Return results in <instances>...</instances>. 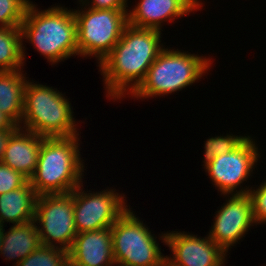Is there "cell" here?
Returning a JSON list of instances; mask_svg holds the SVG:
<instances>
[{"mask_svg": "<svg viewBox=\"0 0 266 266\" xmlns=\"http://www.w3.org/2000/svg\"><path fill=\"white\" fill-rule=\"evenodd\" d=\"M68 251L59 247L41 245L17 266H67Z\"/></svg>", "mask_w": 266, "mask_h": 266, "instance_id": "ffe728a7", "label": "cell"}, {"mask_svg": "<svg viewBox=\"0 0 266 266\" xmlns=\"http://www.w3.org/2000/svg\"><path fill=\"white\" fill-rule=\"evenodd\" d=\"M42 245L36 223L33 221L13 225L9 231H4L0 255L5 260H16L17 266L21 260L37 250Z\"/></svg>", "mask_w": 266, "mask_h": 266, "instance_id": "e0dca14e", "label": "cell"}, {"mask_svg": "<svg viewBox=\"0 0 266 266\" xmlns=\"http://www.w3.org/2000/svg\"><path fill=\"white\" fill-rule=\"evenodd\" d=\"M67 266H87V265L75 263L73 260H68Z\"/></svg>", "mask_w": 266, "mask_h": 266, "instance_id": "f1b7e54d", "label": "cell"}, {"mask_svg": "<svg viewBox=\"0 0 266 266\" xmlns=\"http://www.w3.org/2000/svg\"><path fill=\"white\" fill-rule=\"evenodd\" d=\"M161 233L158 239L172 252L166 255V266H224L228 263V254L208 234L198 237L185 231Z\"/></svg>", "mask_w": 266, "mask_h": 266, "instance_id": "8fae6325", "label": "cell"}, {"mask_svg": "<svg viewBox=\"0 0 266 266\" xmlns=\"http://www.w3.org/2000/svg\"><path fill=\"white\" fill-rule=\"evenodd\" d=\"M31 0H0V27L21 26Z\"/></svg>", "mask_w": 266, "mask_h": 266, "instance_id": "7402d4cb", "label": "cell"}, {"mask_svg": "<svg viewBox=\"0 0 266 266\" xmlns=\"http://www.w3.org/2000/svg\"><path fill=\"white\" fill-rule=\"evenodd\" d=\"M5 226L0 224V249H1V245H2V239H3V235H4V229Z\"/></svg>", "mask_w": 266, "mask_h": 266, "instance_id": "83f0119b", "label": "cell"}, {"mask_svg": "<svg viewBox=\"0 0 266 266\" xmlns=\"http://www.w3.org/2000/svg\"><path fill=\"white\" fill-rule=\"evenodd\" d=\"M73 9L77 21L78 57H95L99 65L121 39L128 25V10Z\"/></svg>", "mask_w": 266, "mask_h": 266, "instance_id": "8992f818", "label": "cell"}, {"mask_svg": "<svg viewBox=\"0 0 266 266\" xmlns=\"http://www.w3.org/2000/svg\"><path fill=\"white\" fill-rule=\"evenodd\" d=\"M34 82L28 79L25 85L19 127L45 137L80 135L69 98L57 88Z\"/></svg>", "mask_w": 266, "mask_h": 266, "instance_id": "5b68a950", "label": "cell"}, {"mask_svg": "<svg viewBox=\"0 0 266 266\" xmlns=\"http://www.w3.org/2000/svg\"><path fill=\"white\" fill-rule=\"evenodd\" d=\"M161 34L129 24L124 28L113 50L97 65L109 100L129 97L144 81L149 67L166 47Z\"/></svg>", "mask_w": 266, "mask_h": 266, "instance_id": "6da1fadb", "label": "cell"}, {"mask_svg": "<svg viewBox=\"0 0 266 266\" xmlns=\"http://www.w3.org/2000/svg\"><path fill=\"white\" fill-rule=\"evenodd\" d=\"M223 196H227L228 200L215 212V220H213L208 235L228 253L233 248L232 246L238 244L250 228L256 224L249 194Z\"/></svg>", "mask_w": 266, "mask_h": 266, "instance_id": "7c38bea8", "label": "cell"}, {"mask_svg": "<svg viewBox=\"0 0 266 266\" xmlns=\"http://www.w3.org/2000/svg\"><path fill=\"white\" fill-rule=\"evenodd\" d=\"M55 4L39 10L28 5L20 26L22 39L33 45L51 65L78 55L77 21L73 9Z\"/></svg>", "mask_w": 266, "mask_h": 266, "instance_id": "7a4b0ae2", "label": "cell"}, {"mask_svg": "<svg viewBox=\"0 0 266 266\" xmlns=\"http://www.w3.org/2000/svg\"><path fill=\"white\" fill-rule=\"evenodd\" d=\"M83 183L74 189V221L77 234L112 227L130 207L124 193L120 194L111 188L98 192L85 191Z\"/></svg>", "mask_w": 266, "mask_h": 266, "instance_id": "30bf717a", "label": "cell"}, {"mask_svg": "<svg viewBox=\"0 0 266 266\" xmlns=\"http://www.w3.org/2000/svg\"><path fill=\"white\" fill-rule=\"evenodd\" d=\"M68 260L87 266H115L111 227L78 233L68 250Z\"/></svg>", "mask_w": 266, "mask_h": 266, "instance_id": "5bb4252c", "label": "cell"}, {"mask_svg": "<svg viewBox=\"0 0 266 266\" xmlns=\"http://www.w3.org/2000/svg\"><path fill=\"white\" fill-rule=\"evenodd\" d=\"M79 135L45 137L36 170L29 179L37 195L64 194L77 188L84 178L85 163Z\"/></svg>", "mask_w": 266, "mask_h": 266, "instance_id": "3957f363", "label": "cell"}, {"mask_svg": "<svg viewBox=\"0 0 266 266\" xmlns=\"http://www.w3.org/2000/svg\"><path fill=\"white\" fill-rule=\"evenodd\" d=\"M183 51V52H181ZM203 54L164 48L149 67L144 81L130 95L138 99L168 96L197 83L210 70L213 61ZM210 67V68H209Z\"/></svg>", "mask_w": 266, "mask_h": 266, "instance_id": "277c9868", "label": "cell"}, {"mask_svg": "<svg viewBox=\"0 0 266 266\" xmlns=\"http://www.w3.org/2000/svg\"><path fill=\"white\" fill-rule=\"evenodd\" d=\"M44 138L19 127L10 137L1 162L29 180L36 170Z\"/></svg>", "mask_w": 266, "mask_h": 266, "instance_id": "9a60e30c", "label": "cell"}, {"mask_svg": "<svg viewBox=\"0 0 266 266\" xmlns=\"http://www.w3.org/2000/svg\"><path fill=\"white\" fill-rule=\"evenodd\" d=\"M245 135L226 134L225 136L208 137L204 143L203 165L206 167L215 156L229 153L238 147L246 138Z\"/></svg>", "mask_w": 266, "mask_h": 266, "instance_id": "44dd1931", "label": "cell"}, {"mask_svg": "<svg viewBox=\"0 0 266 266\" xmlns=\"http://www.w3.org/2000/svg\"><path fill=\"white\" fill-rule=\"evenodd\" d=\"M37 193L29 180L20 188L0 194V224H24L34 220Z\"/></svg>", "mask_w": 266, "mask_h": 266, "instance_id": "2e32d148", "label": "cell"}, {"mask_svg": "<svg viewBox=\"0 0 266 266\" xmlns=\"http://www.w3.org/2000/svg\"><path fill=\"white\" fill-rule=\"evenodd\" d=\"M28 179L20 172H17L0 162V194L8 193L22 187Z\"/></svg>", "mask_w": 266, "mask_h": 266, "instance_id": "cb8c5ba5", "label": "cell"}, {"mask_svg": "<svg viewBox=\"0 0 266 266\" xmlns=\"http://www.w3.org/2000/svg\"><path fill=\"white\" fill-rule=\"evenodd\" d=\"M20 26L0 27V71L23 70L25 46Z\"/></svg>", "mask_w": 266, "mask_h": 266, "instance_id": "d6986e66", "label": "cell"}, {"mask_svg": "<svg viewBox=\"0 0 266 266\" xmlns=\"http://www.w3.org/2000/svg\"><path fill=\"white\" fill-rule=\"evenodd\" d=\"M34 222L42 245L68 251L77 235L74 221V190L64 194L38 196Z\"/></svg>", "mask_w": 266, "mask_h": 266, "instance_id": "ba28073f", "label": "cell"}, {"mask_svg": "<svg viewBox=\"0 0 266 266\" xmlns=\"http://www.w3.org/2000/svg\"><path fill=\"white\" fill-rule=\"evenodd\" d=\"M26 74L23 70L0 71V111L18 126L23 117Z\"/></svg>", "mask_w": 266, "mask_h": 266, "instance_id": "ac0fdd59", "label": "cell"}, {"mask_svg": "<svg viewBox=\"0 0 266 266\" xmlns=\"http://www.w3.org/2000/svg\"><path fill=\"white\" fill-rule=\"evenodd\" d=\"M200 0H139L128 11V24L137 28L162 30L164 22L172 23L191 12L201 11Z\"/></svg>", "mask_w": 266, "mask_h": 266, "instance_id": "4fadbf2b", "label": "cell"}, {"mask_svg": "<svg viewBox=\"0 0 266 266\" xmlns=\"http://www.w3.org/2000/svg\"><path fill=\"white\" fill-rule=\"evenodd\" d=\"M248 194L252 201L253 217L256 226L258 224L266 225V179L259 186H256V189L251 186Z\"/></svg>", "mask_w": 266, "mask_h": 266, "instance_id": "603a6c76", "label": "cell"}, {"mask_svg": "<svg viewBox=\"0 0 266 266\" xmlns=\"http://www.w3.org/2000/svg\"><path fill=\"white\" fill-rule=\"evenodd\" d=\"M128 0H78L91 9L129 10Z\"/></svg>", "mask_w": 266, "mask_h": 266, "instance_id": "d4e9b609", "label": "cell"}, {"mask_svg": "<svg viewBox=\"0 0 266 266\" xmlns=\"http://www.w3.org/2000/svg\"><path fill=\"white\" fill-rule=\"evenodd\" d=\"M128 208L112 225L116 266H166L157 236Z\"/></svg>", "mask_w": 266, "mask_h": 266, "instance_id": "52a82bcc", "label": "cell"}, {"mask_svg": "<svg viewBox=\"0 0 266 266\" xmlns=\"http://www.w3.org/2000/svg\"><path fill=\"white\" fill-rule=\"evenodd\" d=\"M6 128H19L8 116L0 111V130Z\"/></svg>", "mask_w": 266, "mask_h": 266, "instance_id": "4316f807", "label": "cell"}, {"mask_svg": "<svg viewBox=\"0 0 266 266\" xmlns=\"http://www.w3.org/2000/svg\"><path fill=\"white\" fill-rule=\"evenodd\" d=\"M253 139L248 135L234 150L215 156L206 167H203L212 185L218 188L221 195L249 193L250 186L243 187L242 185L245 181L251 180L253 170L262 156L257 141Z\"/></svg>", "mask_w": 266, "mask_h": 266, "instance_id": "9c48e42d", "label": "cell"}, {"mask_svg": "<svg viewBox=\"0 0 266 266\" xmlns=\"http://www.w3.org/2000/svg\"><path fill=\"white\" fill-rule=\"evenodd\" d=\"M17 129L18 128H6L0 130V162L3 159V155L8 146L10 137Z\"/></svg>", "mask_w": 266, "mask_h": 266, "instance_id": "484cf974", "label": "cell"}]
</instances>
